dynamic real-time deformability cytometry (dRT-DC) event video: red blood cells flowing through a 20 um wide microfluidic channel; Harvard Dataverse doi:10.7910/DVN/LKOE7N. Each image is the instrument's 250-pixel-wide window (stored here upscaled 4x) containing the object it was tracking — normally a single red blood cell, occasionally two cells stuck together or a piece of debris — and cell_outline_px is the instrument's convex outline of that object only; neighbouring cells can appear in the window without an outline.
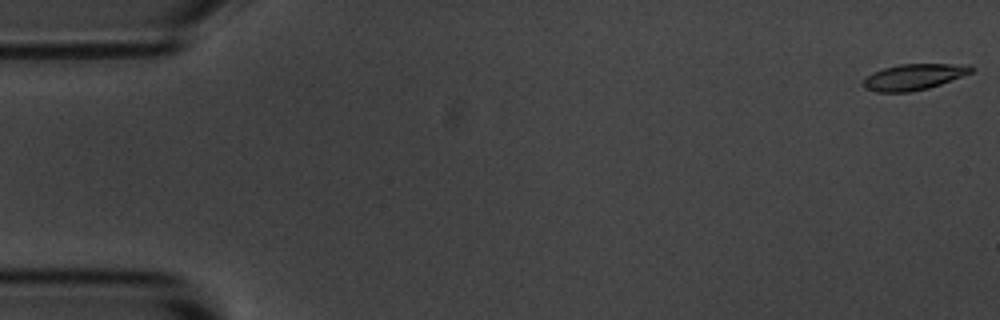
{"species": "common noctule bat (a hibernating species)", "species_latin": "Nyctalus noctula", "temperature_condition": "room temperature", "stored_images_in_passage": 56, "camera_frame_rate_fps": 3000, "um_per_image_px": 0.085, "animal": {"sex": "male", "body_mass_g": 20.1, "forearm_length_mm": 53.5}, "frame": {"image": 1, "passage_image": 1, "time_ms": 0.0, "image_size_px": [1000, 320], "cell_outline_px": [[972, 72], [940, 84], [928, 88], [908, 92], [876, 92], [864, 88], [864, 80], [872, 72], [884, 68], [900, 64], [972, 64]], "centroid_in_image_um": [77.67, 6.53], "position_along_channel_um": 7.3, "area_um2": 16.18}}
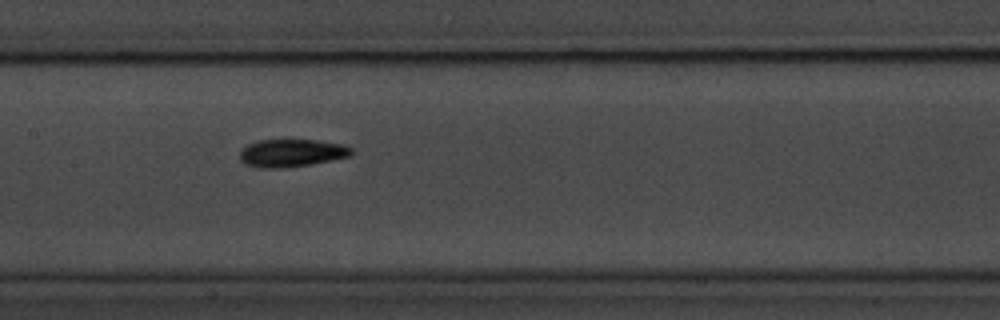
{"frame": {"image": 2, "passage_image": 27, "time_ms": 8.667, "image_size_px": [1000, 320], "cell_outline_px": [[352, 156], [312, 164], [284, 168], [260, 168], [244, 164], [240, 160], [240, 152], [248, 144], [260, 140], [284, 136], [288, 136], [316, 140], [340, 144], [352, 148]], "centroid_in_image_um": [24.76, 12.96], "position_along_channel_um": 182.6, "area_um2": 18.9}}
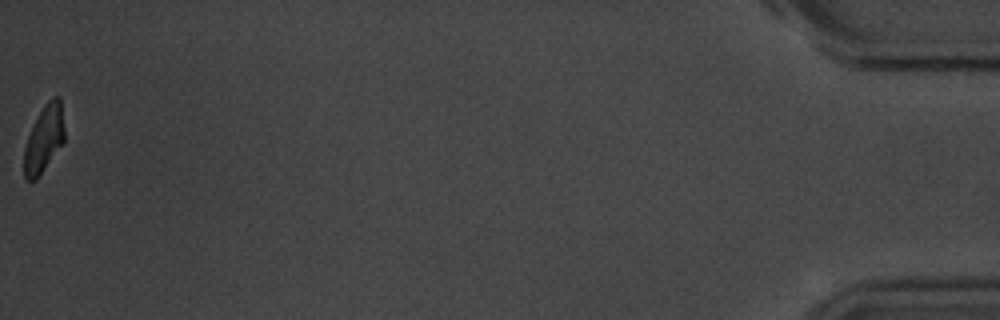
{"frame": {"image": 3, "passage_image": 56, "time_ms": 18.333, "image_size_px": [1000, 320], "cell_outline_px": [[64, 144], [36, 180], [24, 180], [24, 148], [28, 136], [44, 104], [52, 96], [60, 96], [64, 128]], "centroid_in_image_um": [3.76, 11.83], "position_along_channel_um": 431.4, "area_um2": 15.84}, "authors_computed_cell_mechanics": {"area_um2": 17.2244, "velocity_mm_per_s": 3.6024, "shape_relaxation_time_tau1_ms": 3.0688, "shape_relaxation_time_tau2_ms": 4.7724, "deformation_change_tau1": 0.1247, "deformation_change_tau2": 0.0973}}